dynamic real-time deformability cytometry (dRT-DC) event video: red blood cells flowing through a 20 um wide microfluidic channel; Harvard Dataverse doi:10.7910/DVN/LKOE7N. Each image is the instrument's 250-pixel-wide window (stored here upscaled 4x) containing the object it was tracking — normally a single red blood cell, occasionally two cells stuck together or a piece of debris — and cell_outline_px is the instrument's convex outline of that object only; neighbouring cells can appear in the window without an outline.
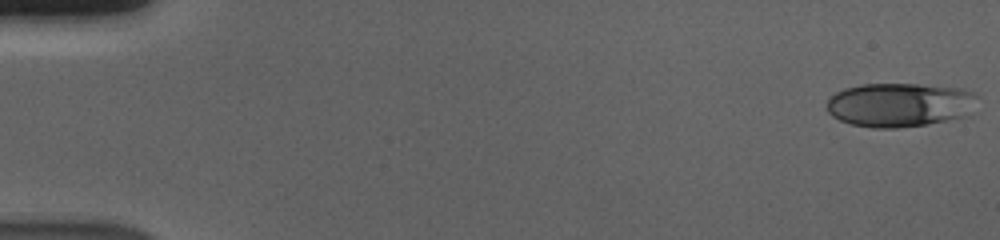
{"species": "human", "species_latin": "Homo sapiens", "temperature_condition": "cold", "stored_images_in_passage": 55, "camera_frame_rate_fps": 3000, "um_per_image_px": 0.085, "donor": {"sex": "male"}, "frame": {"image": 1, "passage_image": 1, "time_ms": 0.0, "image_size_px": [1000, 240], "cell_outline_px": [[976, 96], [968, 116], [928, 124], [896, 128], [872, 128], [852, 124], [840, 120], [832, 116], [828, 112], [828, 100], [836, 92], [844, 88], [860, 84], [916, 84], [964, 88], [972, 92]], "centroid_in_image_um": [76.46, 8.91], "position_along_channel_um": 8.5, "area_um2": 38.61}}
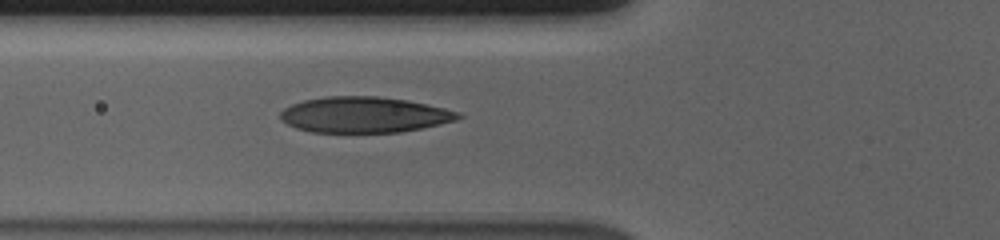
{"frame": {"image": 2, "passage_image": 21, "time_ms": 6.667, "image_size_px": [1000, 240], "cell_outline_px": [[464, 116], [456, 120], [440, 124], [400, 132], [312, 132], [296, 128], [280, 120], [280, 112], [284, 108], [292, 104], [304, 100], [324, 96], [376, 96], [408, 100], [444, 108], [460, 112]], "centroid_in_image_um": [30.95, 9.75], "position_along_channel_um": 94.9, "area_um2": 37.11}}
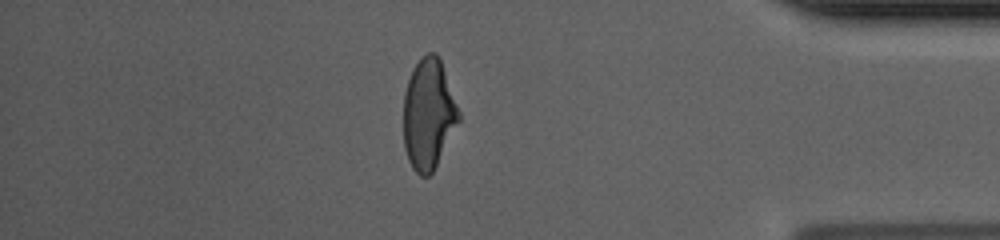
{"frame": {"image": 3, "passage_image": 48, "time_ms": 15.667, "image_size_px": [1000, 240], "cell_outline_px": [[460, 120], [432, 172], [428, 176], [420, 176], [412, 168], [408, 160], [404, 148], [404, 92], [412, 68], [428, 52], [436, 52], [440, 56], [460, 112]], "centroid_in_image_um": [36.42, 9.68], "position_along_channel_um": 398.8, "area_um2": 35.6}, "authors_computed_cell_mechanics": {"area_um2": 36.9342, "velocity_mm_per_s": 3.7136, "shape_relaxation_time_tau1_ms": 4.5094, "shape_relaxation_time_tau2_ms": 1.1859, "deformation_change_tau1": 0.188, "deformation_change_tau2": 0.0782}}